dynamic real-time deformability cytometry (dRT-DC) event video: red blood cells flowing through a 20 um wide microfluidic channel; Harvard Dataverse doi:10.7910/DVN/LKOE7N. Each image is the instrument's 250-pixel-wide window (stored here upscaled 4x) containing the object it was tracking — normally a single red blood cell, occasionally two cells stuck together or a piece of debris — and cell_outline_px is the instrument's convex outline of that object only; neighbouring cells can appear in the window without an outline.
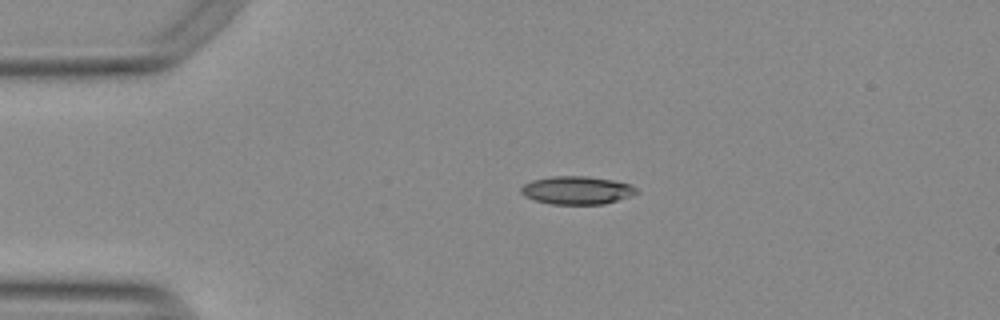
{"species": "Egyptian fruit bat (a non-hibernating species)", "species_latin": "Rousettus aegyptiacus", "temperature_condition": "warm", "stored_images_in_passage": 18, "camera_frame_rate_fps": 3000, "um_per_image_px": 0.085, "animal": {"sex": "female"}, "frame": {"image": 1, "passage_image": 1, "time_ms": 0.0, "image_size_px": [1000, 320], "cell_outline_px": [[640, 192], [604, 204], [552, 204], [536, 200], [524, 196], [520, 192], [520, 188], [524, 184], [532, 180], [552, 176], [588, 176], [612, 180], [628, 184], [636, 188]], "centroid_in_image_um": [49.0, 16.16], "position_along_channel_um": 36.0, "area_um2": 18.73}}
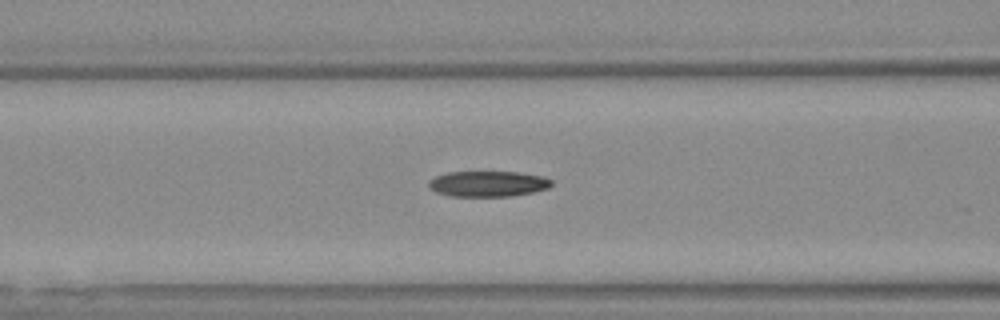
{"frame": {"image": 2, "passage_image": 11, "time_ms": 3.333, "image_size_px": [1000, 320], "cell_outline_px": [[552, 184], [548, 188], [532, 192], [512, 196], [452, 196], [436, 192], [428, 188], [428, 180], [436, 176], [448, 172], [520, 172], [544, 176], [552, 180]], "centroid_in_image_um": [41.47, 15.62], "position_along_channel_um": 125.1, "area_um2": 18.44}}
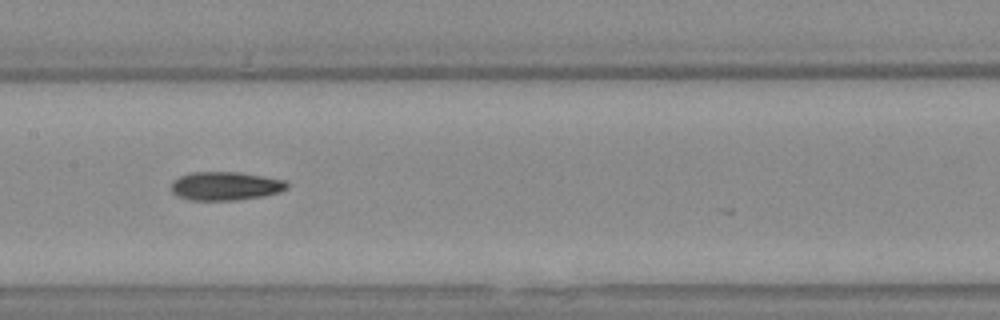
{"frame": {"image": 3, "passage_image": 16, "time_ms": 5.0, "image_size_px": [1000, 320], "cell_outline_px": [[288, 188], [280, 192], [264, 196], [236, 200], [192, 200], [176, 196], [172, 192], [172, 180], [188, 172], [240, 172], [264, 176], [284, 180], [288, 184]], "centroid_in_image_um": [19.16, 15.81], "position_along_channel_um": 188.2, "area_um2": 19.42}}